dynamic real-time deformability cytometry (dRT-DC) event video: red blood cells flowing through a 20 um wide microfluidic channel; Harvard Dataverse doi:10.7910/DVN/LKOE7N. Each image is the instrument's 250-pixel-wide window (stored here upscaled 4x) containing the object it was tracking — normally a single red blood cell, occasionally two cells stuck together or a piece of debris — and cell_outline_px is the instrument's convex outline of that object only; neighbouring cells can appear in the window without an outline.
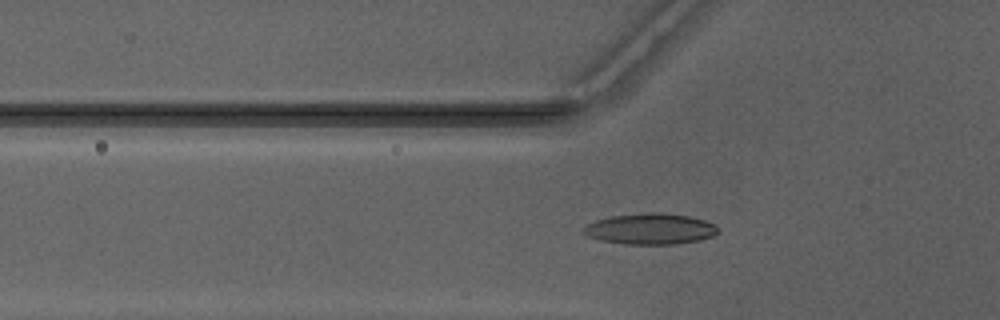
{"species": "Egyptian fruit bat (a non-hibernating species)", "species_latin": "Rousettus aegyptiacus", "temperature_condition": "warm", "stored_images_in_passage": 37, "camera_frame_rate_fps": 3000, "um_per_image_px": 0.085, "animal": {"sex": "male"}, "frame": {"image": 1, "passage_image": 4, "time_ms": 1.0, "image_size_px": [1000, 320], "cell_outline_px": [[720, 232], [712, 236], [700, 240], [676, 244], [624, 244], [600, 240], [588, 236], [580, 232], [580, 228], [584, 224], [596, 220], [612, 216], [644, 212], [660, 212], [688, 216], [704, 220], [720, 228]], "centroid_in_image_um": [55.23, 19.45], "position_along_channel_um": 70.6, "area_um2": 24.57}}
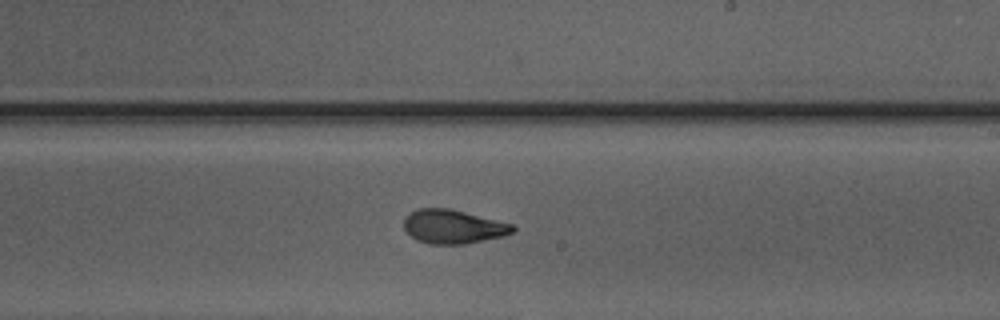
{"frame": {"image": 2, "passage_image": 17, "time_ms": 5.333, "image_size_px": [1000, 320], "cell_outline_px": [[516, 228], [512, 232], [504, 236], [464, 244], [428, 244], [416, 240], [404, 228], [404, 216], [420, 208], [448, 208], [512, 224]], "centroid_in_image_um": [38.49, 19.27], "position_along_channel_um": 250.5, "area_um2": 21.27}}
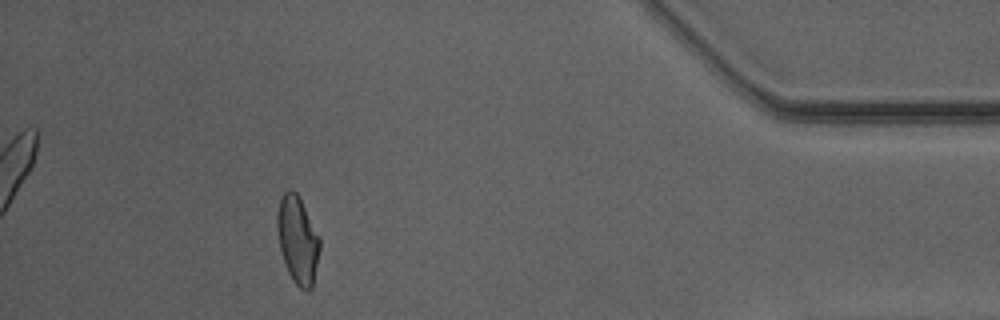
{"frame": {"image": 3, "passage_image": 32, "time_ms": 10.333, "image_size_px": [1000, 320], "cell_outline_px": [[320, 248], [312, 288], [308, 292], [304, 292], [292, 280], [288, 272], [280, 248], [276, 224], [276, 216], [280, 200], [284, 192], [288, 188], [292, 188], [300, 196], [320, 236]], "centroid_in_image_um": [25.31, 20.36], "position_along_channel_um": 409.9, "area_um2": 22.02}, "authors_computed_cell_mechanics": {"area_um2": 21.6172, "velocity_mm_per_s": 4.1628, "shape_relaxation_time_tau1_ms": 4.3205, "shape_relaxation_time_tau2_ms": 1.373, "deformation_change_tau1": 0.1604, "deformation_change_tau2": 0.0825}}